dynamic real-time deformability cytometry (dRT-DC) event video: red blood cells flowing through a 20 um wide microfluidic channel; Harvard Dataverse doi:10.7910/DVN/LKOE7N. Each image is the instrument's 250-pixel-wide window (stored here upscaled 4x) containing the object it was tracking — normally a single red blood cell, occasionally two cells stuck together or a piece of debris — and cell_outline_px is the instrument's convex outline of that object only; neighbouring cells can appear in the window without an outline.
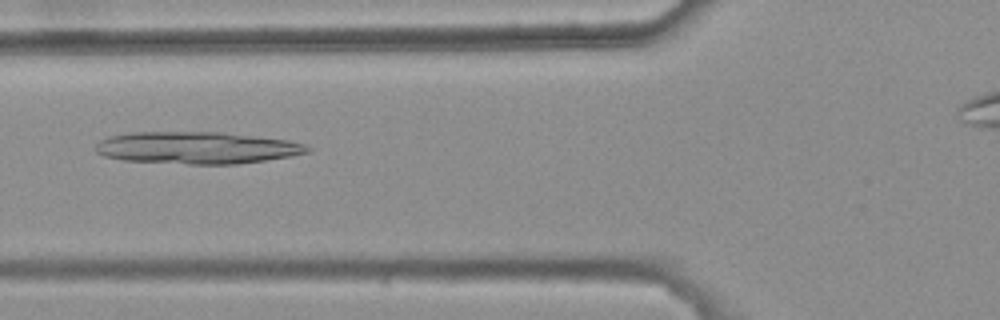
{"species": "common noctule bat (a hibernating species)", "species_latin": "Nyctalus noctula", "temperature_condition": "warm", "stored_images_in_passage": 46, "camera_frame_rate_fps": 3000, "um_per_image_px": 0.085, "animal": {"sex": "female", "body_mass_g": 25.1}, "frame": {"image": 1, "passage_image": 17, "time_ms": 5.333, "image_size_px": [1000, 320], "cell_outline_px": [[312, 148], [308, 152], [292, 156], [236, 164], [188, 164], [124, 160], [104, 156], [96, 152], [96, 144], [100, 140], [108, 136], [132, 132], [220, 132], [288, 140], [304, 144]], "centroid_in_image_um": [16.72, 12.56], "position_along_channel_um": 109.1, "area_um2": 39.48}}
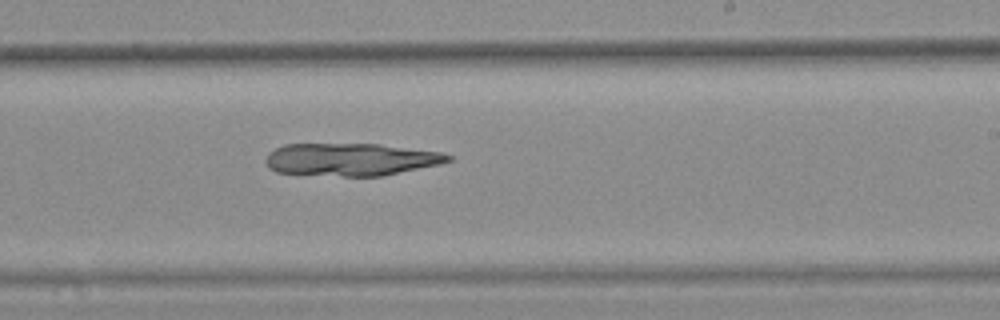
{"frame": {"image": 2, "passage_image": 29, "time_ms": 9.333, "image_size_px": [1000, 320], "cell_outline_px": [[452, 160], [440, 164], [384, 176], [344, 176], [276, 172], [268, 168], [264, 160], [268, 152], [284, 144], [380, 144], [440, 152], [452, 156]], "centroid_in_image_um": [29.81, 13.55], "position_along_channel_um": 259.2, "area_um2": 34.74}}
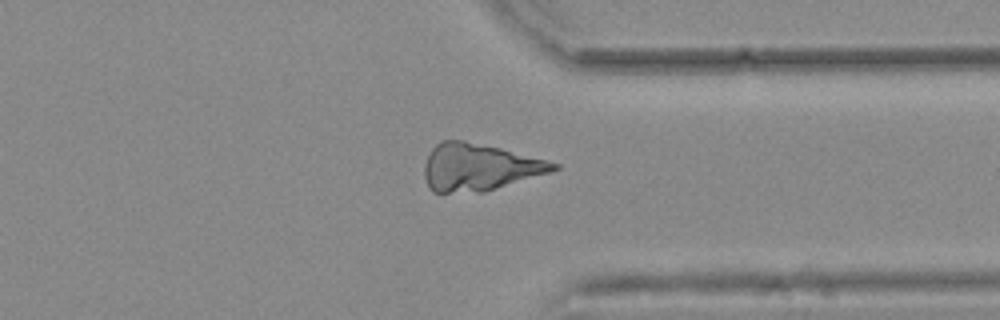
{"frame": {"image": 3, "passage_image": 38, "time_ms": 12.333, "image_size_px": [1000, 320], "cell_outline_px": [[560, 168], [552, 172], [484, 192], [432, 192], [424, 176], [424, 164], [432, 148], [440, 140], [464, 140], [500, 148], [548, 160], [560, 164]], "centroid_in_image_um": [40.75, 14.21], "position_along_channel_um": 370.7, "area_um2": 35.49}}